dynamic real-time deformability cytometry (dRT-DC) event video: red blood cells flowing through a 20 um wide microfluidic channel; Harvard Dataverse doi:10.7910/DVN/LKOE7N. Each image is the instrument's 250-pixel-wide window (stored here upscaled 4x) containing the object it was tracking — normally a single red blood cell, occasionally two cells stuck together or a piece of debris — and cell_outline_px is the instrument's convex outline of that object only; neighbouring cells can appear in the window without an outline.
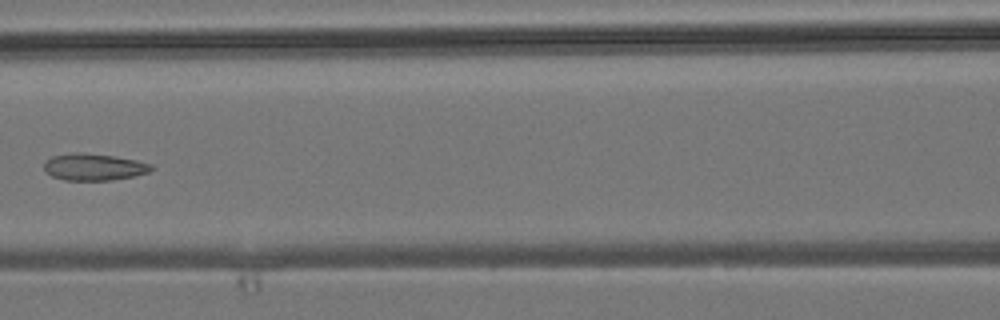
{"species": "common noctule bat (a hibernating species)", "species_latin": "Nyctalus noctula", "temperature_condition": "room temperature", "stored_images_in_passage": 8, "camera_frame_rate_fps": 3000, "um_per_image_px": 0.085, "animal": {"sex": "male", "body_mass_g": 19.2, "forearm_length_mm": 51.8}, "frame": {"image": 1, "passage_image": 7, "time_ms": 7.0, "image_size_px": [1000, 320], "cell_outline_px": [[152, 168], [148, 172], [132, 176], [112, 180], [64, 180], [52, 176], [44, 168], [44, 160], [52, 156], [72, 152], [84, 152], [116, 156], [136, 160], [152, 164]], "centroid_in_image_um": [7.95, 14.17], "position_along_channel_um": 158.7, "area_um2": 16.82}}
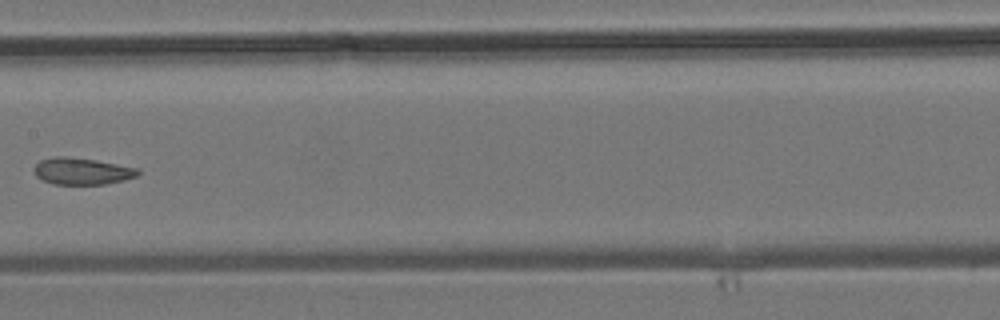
{"frame": {"image": 2, "passage_image": 8, "time_ms": 8.0, "image_size_px": [1000, 320], "cell_outline_px": [[140, 172], [136, 176], [124, 180], [104, 184], [52, 184], [36, 176], [32, 168], [40, 160], [56, 156], [68, 156], [96, 160], [140, 168]], "centroid_in_image_um": [6.96, 14.54], "position_along_channel_um": 200.4, "area_um2": 16.3}}